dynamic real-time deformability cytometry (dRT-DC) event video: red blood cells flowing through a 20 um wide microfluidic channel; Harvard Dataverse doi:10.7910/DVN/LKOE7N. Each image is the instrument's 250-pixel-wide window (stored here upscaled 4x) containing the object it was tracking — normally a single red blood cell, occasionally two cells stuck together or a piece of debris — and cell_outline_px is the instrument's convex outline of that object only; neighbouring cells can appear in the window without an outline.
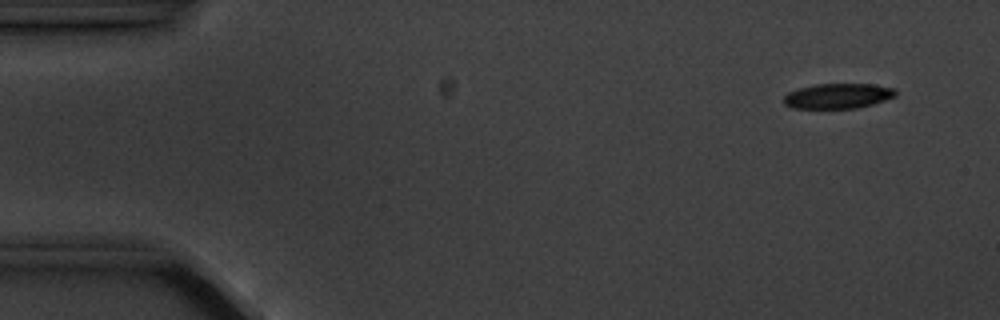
{"species": "common noctule bat (a hibernating species)", "species_latin": "Nyctalus noctula", "temperature_condition": "cold", "stored_images_in_passage": 4, "camera_frame_rate_fps": 3000, "um_per_image_px": 0.085, "animal": {"sex": "male", "body_mass_g": 20.1, "forearm_length_mm": 53.5}, "frame": {"image": 1, "passage_image": 1, "time_ms": 0.0, "image_size_px": [1000, 320], "cell_outline_px": [[896, 96], [872, 104], [856, 108], [792, 108], [784, 104], [784, 96], [788, 92], [800, 88], [816, 84], [872, 84], [896, 88]], "centroid_in_image_um": [71.23, 8.15], "position_along_channel_um": 13.8, "area_um2": 16.3}}